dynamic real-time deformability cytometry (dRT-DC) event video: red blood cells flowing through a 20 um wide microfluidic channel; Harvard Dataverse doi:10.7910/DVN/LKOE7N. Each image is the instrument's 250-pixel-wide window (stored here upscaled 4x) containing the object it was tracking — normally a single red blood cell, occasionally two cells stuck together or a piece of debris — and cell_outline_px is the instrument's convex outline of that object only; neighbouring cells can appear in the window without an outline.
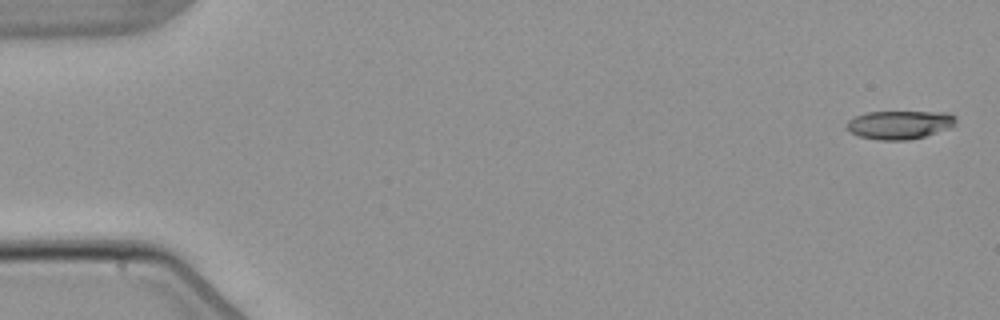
{"species": "common noctule bat (a hibernating species)", "species_latin": "Nyctalus noctula", "temperature_condition": "warm", "stored_images_in_passage": 5, "camera_frame_rate_fps": 3000, "um_per_image_px": 0.085, "animal": {"sex": "male", "body_mass_g": 21.5, "forearm_length_mm": 52.0}, "frame": {"image": 1, "passage_image": 1, "time_ms": 0.0, "image_size_px": [1000, 320], "cell_outline_px": [[956, 120], [948, 128], [924, 136], [908, 140], [876, 140], [860, 136], [852, 132], [848, 128], [848, 120], [864, 112], [948, 112], [956, 116]], "centroid_in_image_um": [76.46, 10.59], "position_along_channel_um": 8.5, "area_um2": 17.86}}
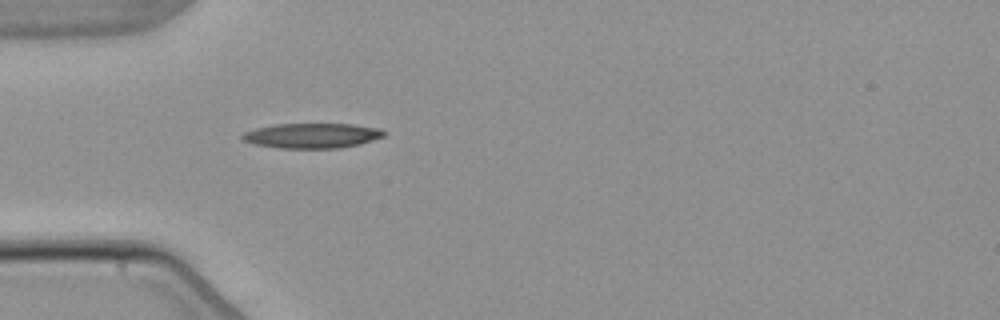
{"frame": {"image": 2, "passage_image": 5, "time_ms": 5.0, "image_size_px": [1000, 320], "cell_outline_px": [[384, 136], [360, 144], [340, 148], [276, 148], [252, 144], [240, 140], [240, 136], [244, 132], [256, 128], [276, 124], [352, 124], [380, 128], [384, 132]], "centroid_in_image_um": [26.46, 11.53], "position_along_channel_um": 58.5, "area_um2": 20.75}}